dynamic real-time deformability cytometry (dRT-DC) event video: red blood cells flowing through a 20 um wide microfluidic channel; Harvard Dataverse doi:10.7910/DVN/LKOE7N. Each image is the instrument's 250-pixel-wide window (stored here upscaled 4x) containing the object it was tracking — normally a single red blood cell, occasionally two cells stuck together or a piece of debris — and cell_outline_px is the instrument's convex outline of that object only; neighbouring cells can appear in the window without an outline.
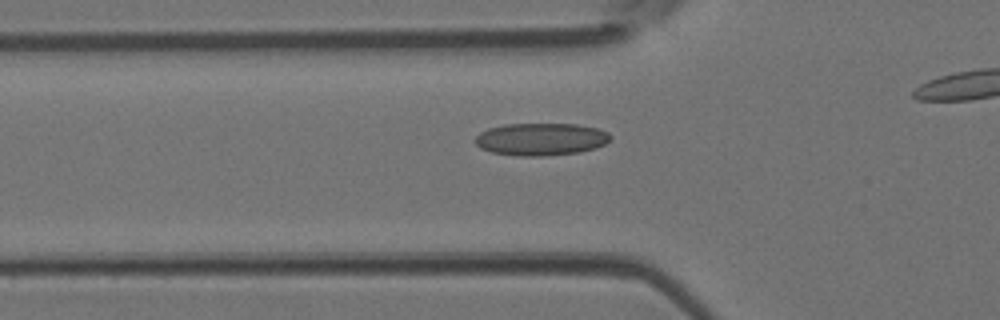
{"species": "Egyptian fruit bat (a non-hibernating species)", "species_latin": "Rousettus aegyptiacus", "temperature_condition": "room temperature", "stored_images_in_passage": 29, "camera_frame_rate_fps": 3000, "um_per_image_px": 0.085, "animal": {"sex": "female"}, "frame": {"image": 1, "passage_image": 7, "time_ms": 2.0, "image_size_px": [1000, 320], "cell_outline_px": [[612, 140], [596, 148], [580, 152], [544, 156], [516, 156], [492, 152], [480, 148], [476, 144], [476, 136], [480, 132], [488, 128], [504, 124], [576, 124], [596, 128], [608, 132], [612, 136]], "centroid_in_image_um": [45.99, 11.83], "position_along_channel_um": 79.8, "area_um2": 25.72}}
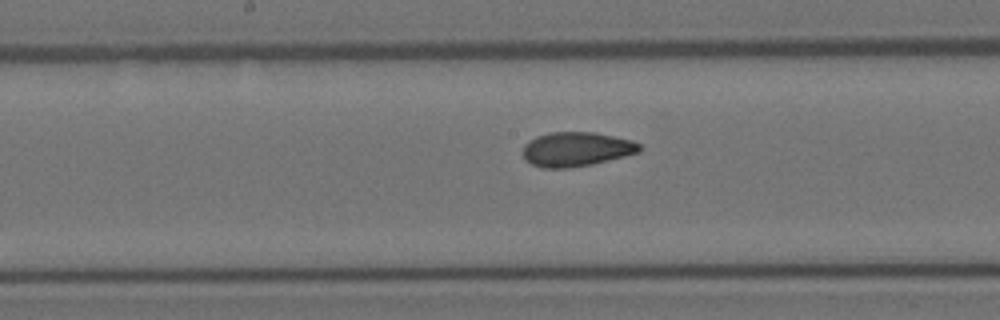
{"frame": {"image": 2, "passage_image": 15, "time_ms": 4.667, "image_size_px": [1000, 320], "cell_outline_px": [[644, 148], [640, 152], [592, 164], [568, 168], [544, 168], [532, 164], [524, 160], [524, 144], [536, 136], [552, 132], [596, 132], [632, 140], [640, 144]], "centroid_in_image_um": [49.01, 12.68], "position_along_channel_um": 199.2, "area_um2": 23.41}}
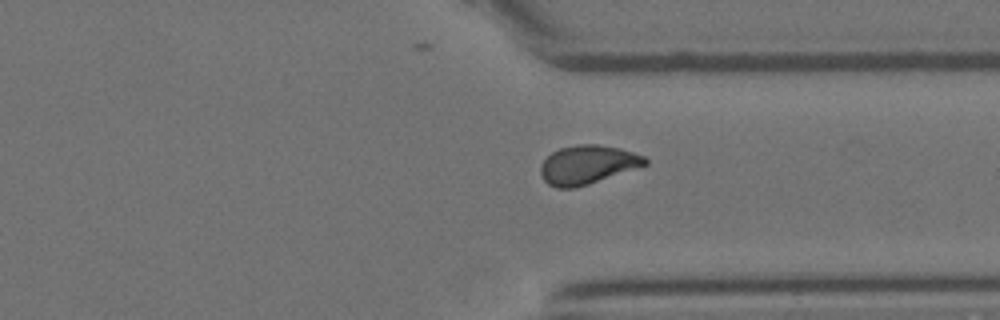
{"frame": {"image": 3, "passage_image": 26, "time_ms": 8.333, "image_size_px": [1000, 320], "cell_outline_px": [[648, 164], [588, 184], [572, 188], [556, 188], [548, 184], [544, 180], [540, 172], [540, 164], [552, 152], [560, 148], [580, 144], [596, 144], [620, 148], [644, 156], [648, 160]], "centroid_in_image_um": [49.92, 13.99], "position_along_channel_um": 361.5, "area_um2": 23.41}}